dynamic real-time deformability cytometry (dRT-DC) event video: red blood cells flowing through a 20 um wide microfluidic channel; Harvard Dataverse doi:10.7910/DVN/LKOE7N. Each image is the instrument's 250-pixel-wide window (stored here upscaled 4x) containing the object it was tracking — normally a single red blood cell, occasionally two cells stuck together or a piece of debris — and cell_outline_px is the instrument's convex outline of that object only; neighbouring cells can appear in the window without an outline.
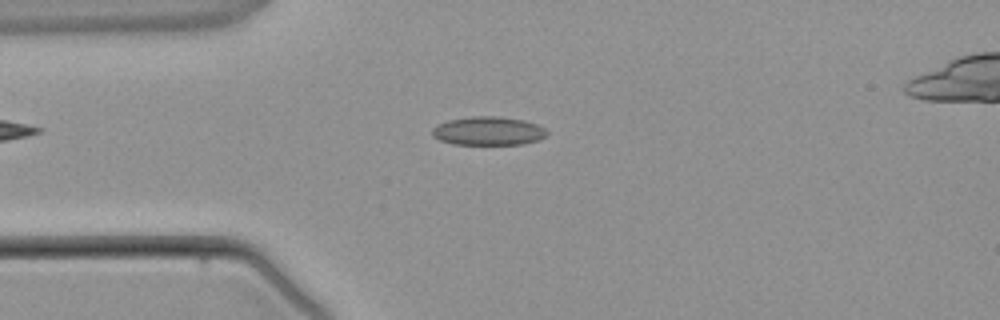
{"species": "common noctule bat (a hibernating species)", "species_latin": "Nyctalus noctula", "temperature_condition": "warm", "stored_images_in_passage": 3, "camera_frame_rate_fps": 3000, "um_per_image_px": 0.085, "animal": {"sex": "male", "body_mass_g": 21.5, "forearm_length_mm": 52.0}, "frame": {"image": 1, "passage_image": 2, "time_ms": 1.333, "image_size_px": [1000, 320], "cell_outline_px": [[548, 132], [540, 140], [524, 144], [452, 144], [440, 140], [432, 136], [432, 128], [436, 124], [448, 120], [472, 116], [496, 116], [524, 120], [536, 124], [544, 128]], "centroid_in_image_um": [41.48, 11.13], "position_along_channel_um": 43.5, "area_um2": 19.19}}
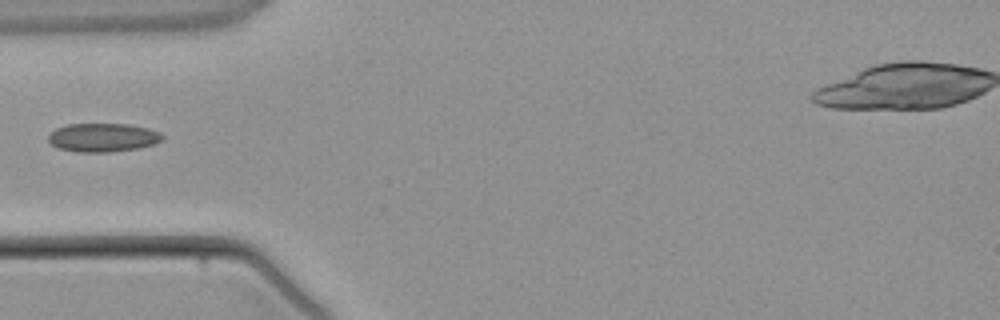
{"frame": {"image": 2, "passage_image": 3, "time_ms": 2.333, "image_size_px": [1000, 320], "cell_outline_px": [[164, 136], [160, 140], [152, 144], [140, 148], [112, 152], [76, 152], [60, 148], [52, 144], [48, 140], [48, 136], [56, 128], [68, 124], [128, 124], [148, 128], [160, 132]], "centroid_in_image_um": [8.75, 11.69], "position_along_channel_um": 76.3, "area_um2": 18.96}}